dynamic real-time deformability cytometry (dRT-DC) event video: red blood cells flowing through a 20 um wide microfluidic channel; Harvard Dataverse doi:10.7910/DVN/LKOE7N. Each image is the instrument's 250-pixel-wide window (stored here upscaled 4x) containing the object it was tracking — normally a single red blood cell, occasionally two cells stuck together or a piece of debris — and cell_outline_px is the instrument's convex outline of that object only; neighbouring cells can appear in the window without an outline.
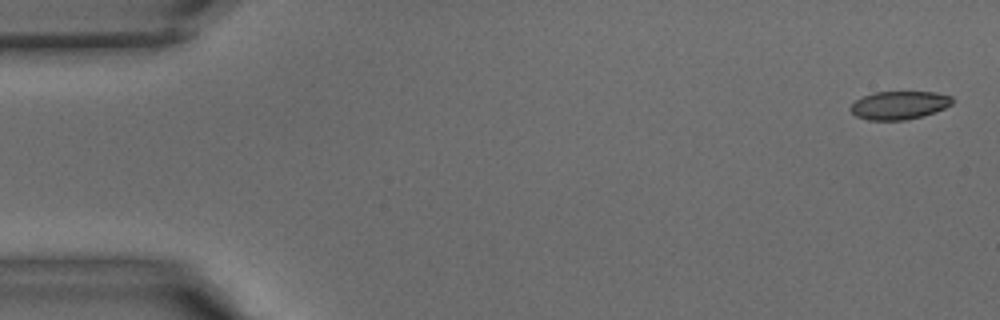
{"species": "common noctule bat (a hibernating species)", "species_latin": "Nyctalus noctula", "temperature_condition": "warm", "stored_images_in_passage": 17, "camera_frame_rate_fps": 3000, "um_per_image_px": 0.085, "animal": {"sex": "male", "body_mass_g": 15.6}, "frame": {"image": 1, "passage_image": 1, "time_ms": 0.0, "image_size_px": [1000, 320], "cell_outline_px": [[952, 104], [936, 112], [924, 116], [908, 120], [868, 120], [856, 116], [848, 108], [856, 100], [872, 92], [936, 92], [952, 96]], "centroid_in_image_um": [76.44, 8.95], "position_along_channel_um": 8.6, "area_um2": 16.88}}